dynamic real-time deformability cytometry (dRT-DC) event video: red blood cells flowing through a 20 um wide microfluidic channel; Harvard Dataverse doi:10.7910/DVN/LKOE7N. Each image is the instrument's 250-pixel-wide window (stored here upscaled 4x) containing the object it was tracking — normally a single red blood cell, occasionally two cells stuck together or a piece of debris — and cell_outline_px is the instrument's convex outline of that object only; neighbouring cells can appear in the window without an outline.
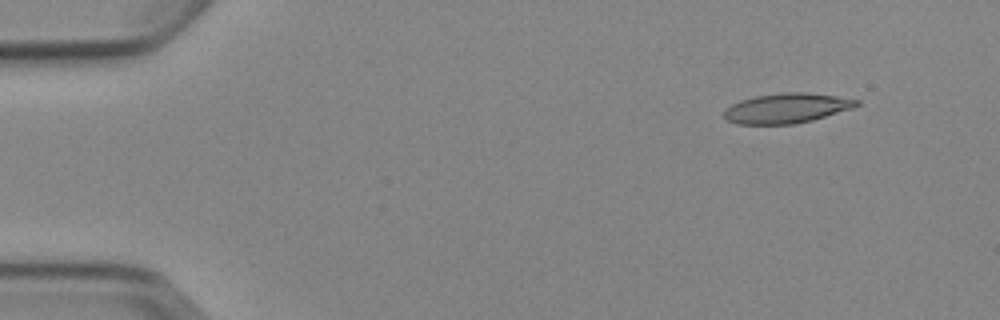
{"species": "Egyptian fruit bat (a non-hibernating species)", "species_latin": "Rousettus aegyptiacus", "temperature_condition": "cold", "stored_images_in_passage": 4, "camera_frame_rate_fps": 3000, "um_per_image_px": 0.085, "animal": {"sex": "female"}, "frame": {"image": 1, "passage_image": 2, "time_ms": 1.333, "image_size_px": [1000, 320], "cell_outline_px": [[860, 104], [852, 108], [812, 120], [796, 124], [736, 124], [728, 120], [724, 116], [724, 108], [740, 100], [756, 96], [780, 92], [808, 92], [836, 96], [860, 100]], "centroid_in_image_um": [66.85, 9.19], "position_along_channel_um": 18.1, "area_um2": 23.12}}